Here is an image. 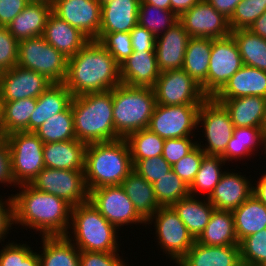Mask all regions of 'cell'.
I'll list each match as a JSON object with an SVG mask.
<instances>
[{"mask_svg": "<svg viewBox=\"0 0 266 266\" xmlns=\"http://www.w3.org/2000/svg\"><path fill=\"white\" fill-rule=\"evenodd\" d=\"M213 8L228 20L231 18L237 4L242 0H207Z\"/></svg>", "mask_w": 266, "mask_h": 266, "instance_id": "680465c9", "label": "cell"}, {"mask_svg": "<svg viewBox=\"0 0 266 266\" xmlns=\"http://www.w3.org/2000/svg\"><path fill=\"white\" fill-rule=\"evenodd\" d=\"M17 66L31 69L51 83H64L68 59L40 35L19 41Z\"/></svg>", "mask_w": 266, "mask_h": 266, "instance_id": "52a82bcc", "label": "cell"}, {"mask_svg": "<svg viewBox=\"0 0 266 266\" xmlns=\"http://www.w3.org/2000/svg\"><path fill=\"white\" fill-rule=\"evenodd\" d=\"M34 133L43 143L76 139L71 104L63 112L51 116Z\"/></svg>", "mask_w": 266, "mask_h": 266, "instance_id": "f35d334b", "label": "cell"}, {"mask_svg": "<svg viewBox=\"0 0 266 266\" xmlns=\"http://www.w3.org/2000/svg\"><path fill=\"white\" fill-rule=\"evenodd\" d=\"M4 137L2 136V133L0 131V141L3 139Z\"/></svg>", "mask_w": 266, "mask_h": 266, "instance_id": "89a4df30", "label": "cell"}, {"mask_svg": "<svg viewBox=\"0 0 266 266\" xmlns=\"http://www.w3.org/2000/svg\"><path fill=\"white\" fill-rule=\"evenodd\" d=\"M243 265L264 266L266 264V229L251 234L239 242Z\"/></svg>", "mask_w": 266, "mask_h": 266, "instance_id": "f6af8a7d", "label": "cell"}, {"mask_svg": "<svg viewBox=\"0 0 266 266\" xmlns=\"http://www.w3.org/2000/svg\"><path fill=\"white\" fill-rule=\"evenodd\" d=\"M200 106L156 104L148 129L164 140L194 137L196 135L193 133L198 128Z\"/></svg>", "mask_w": 266, "mask_h": 266, "instance_id": "7c38bea8", "label": "cell"}, {"mask_svg": "<svg viewBox=\"0 0 266 266\" xmlns=\"http://www.w3.org/2000/svg\"><path fill=\"white\" fill-rule=\"evenodd\" d=\"M262 131H263L264 141H265V144H266V116H265V121H264V124H263V127H262Z\"/></svg>", "mask_w": 266, "mask_h": 266, "instance_id": "e7e4bbea", "label": "cell"}, {"mask_svg": "<svg viewBox=\"0 0 266 266\" xmlns=\"http://www.w3.org/2000/svg\"><path fill=\"white\" fill-rule=\"evenodd\" d=\"M241 174L234 171L222 174L208 198L215 209L233 211L253 194V181Z\"/></svg>", "mask_w": 266, "mask_h": 266, "instance_id": "d6986e66", "label": "cell"}, {"mask_svg": "<svg viewBox=\"0 0 266 266\" xmlns=\"http://www.w3.org/2000/svg\"><path fill=\"white\" fill-rule=\"evenodd\" d=\"M133 168L125 139L86 146L84 178L88 192L103 186L121 185Z\"/></svg>", "mask_w": 266, "mask_h": 266, "instance_id": "277c9868", "label": "cell"}, {"mask_svg": "<svg viewBox=\"0 0 266 266\" xmlns=\"http://www.w3.org/2000/svg\"><path fill=\"white\" fill-rule=\"evenodd\" d=\"M52 12L73 27L78 28L89 40H96L101 25V0H57Z\"/></svg>", "mask_w": 266, "mask_h": 266, "instance_id": "2e32d148", "label": "cell"}, {"mask_svg": "<svg viewBox=\"0 0 266 266\" xmlns=\"http://www.w3.org/2000/svg\"><path fill=\"white\" fill-rule=\"evenodd\" d=\"M225 163L221 156L206 155L201 162L194 181L189 186L190 195L198 197V195L200 196L199 192L203 196L205 193V197L209 198L225 172L223 170H226L222 167Z\"/></svg>", "mask_w": 266, "mask_h": 266, "instance_id": "ab89813d", "label": "cell"}, {"mask_svg": "<svg viewBox=\"0 0 266 266\" xmlns=\"http://www.w3.org/2000/svg\"><path fill=\"white\" fill-rule=\"evenodd\" d=\"M179 21V17L171 10H165L152 4L140 3L138 24L157 38Z\"/></svg>", "mask_w": 266, "mask_h": 266, "instance_id": "b9f144b4", "label": "cell"}, {"mask_svg": "<svg viewBox=\"0 0 266 266\" xmlns=\"http://www.w3.org/2000/svg\"><path fill=\"white\" fill-rule=\"evenodd\" d=\"M12 194L14 224L39 231L41 237L66 236L71 222L72 206L65 200L36 190L30 184L18 185Z\"/></svg>", "mask_w": 266, "mask_h": 266, "instance_id": "6da1fadb", "label": "cell"}, {"mask_svg": "<svg viewBox=\"0 0 266 266\" xmlns=\"http://www.w3.org/2000/svg\"><path fill=\"white\" fill-rule=\"evenodd\" d=\"M87 144L77 139L44 143V166L58 170L84 171Z\"/></svg>", "mask_w": 266, "mask_h": 266, "instance_id": "484cf974", "label": "cell"}, {"mask_svg": "<svg viewBox=\"0 0 266 266\" xmlns=\"http://www.w3.org/2000/svg\"><path fill=\"white\" fill-rule=\"evenodd\" d=\"M70 226L66 237L80 251L120 252L119 230L89 200L72 207Z\"/></svg>", "mask_w": 266, "mask_h": 266, "instance_id": "5b68a950", "label": "cell"}, {"mask_svg": "<svg viewBox=\"0 0 266 266\" xmlns=\"http://www.w3.org/2000/svg\"><path fill=\"white\" fill-rule=\"evenodd\" d=\"M0 184L16 185L11 174L9 146L5 138L0 141Z\"/></svg>", "mask_w": 266, "mask_h": 266, "instance_id": "6f0895ef", "label": "cell"}, {"mask_svg": "<svg viewBox=\"0 0 266 266\" xmlns=\"http://www.w3.org/2000/svg\"><path fill=\"white\" fill-rule=\"evenodd\" d=\"M125 140L132 160L158 157L163 154L165 140L148 128L131 133Z\"/></svg>", "mask_w": 266, "mask_h": 266, "instance_id": "60d3db41", "label": "cell"}, {"mask_svg": "<svg viewBox=\"0 0 266 266\" xmlns=\"http://www.w3.org/2000/svg\"><path fill=\"white\" fill-rule=\"evenodd\" d=\"M72 94L64 83H52L38 98L30 117V132H34L51 116L63 112L72 101Z\"/></svg>", "mask_w": 266, "mask_h": 266, "instance_id": "f1b7e54d", "label": "cell"}, {"mask_svg": "<svg viewBox=\"0 0 266 266\" xmlns=\"http://www.w3.org/2000/svg\"><path fill=\"white\" fill-rule=\"evenodd\" d=\"M200 0H170V10L180 17Z\"/></svg>", "mask_w": 266, "mask_h": 266, "instance_id": "91938a15", "label": "cell"}, {"mask_svg": "<svg viewBox=\"0 0 266 266\" xmlns=\"http://www.w3.org/2000/svg\"><path fill=\"white\" fill-rule=\"evenodd\" d=\"M253 185V194L264 204H266V170L261 175V178L257 179ZM256 185V186H255Z\"/></svg>", "mask_w": 266, "mask_h": 266, "instance_id": "94428289", "label": "cell"}, {"mask_svg": "<svg viewBox=\"0 0 266 266\" xmlns=\"http://www.w3.org/2000/svg\"><path fill=\"white\" fill-rule=\"evenodd\" d=\"M213 38L190 37L182 69L202 87L206 83Z\"/></svg>", "mask_w": 266, "mask_h": 266, "instance_id": "d590c367", "label": "cell"}, {"mask_svg": "<svg viewBox=\"0 0 266 266\" xmlns=\"http://www.w3.org/2000/svg\"><path fill=\"white\" fill-rule=\"evenodd\" d=\"M152 185L156 200L161 207L172 206L190 195L189 186L173 170Z\"/></svg>", "mask_w": 266, "mask_h": 266, "instance_id": "7bdbcfd3", "label": "cell"}, {"mask_svg": "<svg viewBox=\"0 0 266 266\" xmlns=\"http://www.w3.org/2000/svg\"><path fill=\"white\" fill-rule=\"evenodd\" d=\"M154 223L155 240L173 263H177L193 246L196 239L171 206L160 207L147 221ZM148 224V225H147ZM175 261V262H174Z\"/></svg>", "mask_w": 266, "mask_h": 266, "instance_id": "30bf717a", "label": "cell"}, {"mask_svg": "<svg viewBox=\"0 0 266 266\" xmlns=\"http://www.w3.org/2000/svg\"><path fill=\"white\" fill-rule=\"evenodd\" d=\"M43 37L67 59L90 41L78 28L60 19L53 12L48 16Z\"/></svg>", "mask_w": 266, "mask_h": 266, "instance_id": "d4e9b609", "label": "cell"}, {"mask_svg": "<svg viewBox=\"0 0 266 266\" xmlns=\"http://www.w3.org/2000/svg\"><path fill=\"white\" fill-rule=\"evenodd\" d=\"M19 41L9 32L7 27L0 26V72L17 66Z\"/></svg>", "mask_w": 266, "mask_h": 266, "instance_id": "f907efd6", "label": "cell"}, {"mask_svg": "<svg viewBox=\"0 0 266 266\" xmlns=\"http://www.w3.org/2000/svg\"><path fill=\"white\" fill-rule=\"evenodd\" d=\"M132 162L134 166L133 170L151 184L160 180V178L172 170V166L162 155L141 160H132Z\"/></svg>", "mask_w": 266, "mask_h": 266, "instance_id": "c3c4849f", "label": "cell"}, {"mask_svg": "<svg viewBox=\"0 0 266 266\" xmlns=\"http://www.w3.org/2000/svg\"><path fill=\"white\" fill-rule=\"evenodd\" d=\"M41 242L40 266H80V250L66 236L42 237Z\"/></svg>", "mask_w": 266, "mask_h": 266, "instance_id": "836d02e7", "label": "cell"}, {"mask_svg": "<svg viewBox=\"0 0 266 266\" xmlns=\"http://www.w3.org/2000/svg\"><path fill=\"white\" fill-rule=\"evenodd\" d=\"M152 88L160 105H201L208 98L183 69L162 72Z\"/></svg>", "mask_w": 266, "mask_h": 266, "instance_id": "5bb4252c", "label": "cell"}, {"mask_svg": "<svg viewBox=\"0 0 266 266\" xmlns=\"http://www.w3.org/2000/svg\"><path fill=\"white\" fill-rule=\"evenodd\" d=\"M179 21L190 37L223 38L231 34L228 19L219 13L207 0H200L185 11Z\"/></svg>", "mask_w": 266, "mask_h": 266, "instance_id": "e0dca14e", "label": "cell"}, {"mask_svg": "<svg viewBox=\"0 0 266 266\" xmlns=\"http://www.w3.org/2000/svg\"><path fill=\"white\" fill-rule=\"evenodd\" d=\"M259 146L266 155V144L263 137L262 127H237L234 128L233 136L227 145L224 154L221 156L225 162L238 159L250 158ZM257 147V148H256ZM249 156V157H248ZM244 157V158H243Z\"/></svg>", "mask_w": 266, "mask_h": 266, "instance_id": "e575fe53", "label": "cell"}, {"mask_svg": "<svg viewBox=\"0 0 266 266\" xmlns=\"http://www.w3.org/2000/svg\"><path fill=\"white\" fill-rule=\"evenodd\" d=\"M88 200L118 230L124 225L146 224L121 185L90 190Z\"/></svg>", "mask_w": 266, "mask_h": 266, "instance_id": "9a60e30c", "label": "cell"}, {"mask_svg": "<svg viewBox=\"0 0 266 266\" xmlns=\"http://www.w3.org/2000/svg\"><path fill=\"white\" fill-rule=\"evenodd\" d=\"M197 139L182 137L166 139L163 147V158L172 166L197 146Z\"/></svg>", "mask_w": 266, "mask_h": 266, "instance_id": "816d5d0a", "label": "cell"}, {"mask_svg": "<svg viewBox=\"0 0 266 266\" xmlns=\"http://www.w3.org/2000/svg\"><path fill=\"white\" fill-rule=\"evenodd\" d=\"M266 11V0L240 1L228 20L231 31L249 29L250 26Z\"/></svg>", "mask_w": 266, "mask_h": 266, "instance_id": "bcb514c9", "label": "cell"}, {"mask_svg": "<svg viewBox=\"0 0 266 266\" xmlns=\"http://www.w3.org/2000/svg\"><path fill=\"white\" fill-rule=\"evenodd\" d=\"M120 83V65L96 40L68 59L64 85L73 97L111 90Z\"/></svg>", "mask_w": 266, "mask_h": 266, "instance_id": "7a4b0ae2", "label": "cell"}, {"mask_svg": "<svg viewBox=\"0 0 266 266\" xmlns=\"http://www.w3.org/2000/svg\"><path fill=\"white\" fill-rule=\"evenodd\" d=\"M97 41L119 65L133 52L130 32L99 33Z\"/></svg>", "mask_w": 266, "mask_h": 266, "instance_id": "7dc6e473", "label": "cell"}, {"mask_svg": "<svg viewBox=\"0 0 266 266\" xmlns=\"http://www.w3.org/2000/svg\"><path fill=\"white\" fill-rule=\"evenodd\" d=\"M71 107L77 140L90 144L121 139L114 126L112 89L74 96Z\"/></svg>", "mask_w": 266, "mask_h": 266, "instance_id": "3957f363", "label": "cell"}, {"mask_svg": "<svg viewBox=\"0 0 266 266\" xmlns=\"http://www.w3.org/2000/svg\"><path fill=\"white\" fill-rule=\"evenodd\" d=\"M141 0H101L99 33L130 32L138 24Z\"/></svg>", "mask_w": 266, "mask_h": 266, "instance_id": "7402d4cb", "label": "cell"}, {"mask_svg": "<svg viewBox=\"0 0 266 266\" xmlns=\"http://www.w3.org/2000/svg\"><path fill=\"white\" fill-rule=\"evenodd\" d=\"M234 228L238 241L266 229V204L252 194L238 208L232 211Z\"/></svg>", "mask_w": 266, "mask_h": 266, "instance_id": "4dcf8cb0", "label": "cell"}, {"mask_svg": "<svg viewBox=\"0 0 266 266\" xmlns=\"http://www.w3.org/2000/svg\"><path fill=\"white\" fill-rule=\"evenodd\" d=\"M160 74L155 51H133L120 64L121 83L128 86L152 88Z\"/></svg>", "mask_w": 266, "mask_h": 266, "instance_id": "44dd1931", "label": "cell"}, {"mask_svg": "<svg viewBox=\"0 0 266 266\" xmlns=\"http://www.w3.org/2000/svg\"><path fill=\"white\" fill-rule=\"evenodd\" d=\"M52 83L43 75L21 66L0 72V100L38 98Z\"/></svg>", "mask_w": 266, "mask_h": 266, "instance_id": "ac0fdd59", "label": "cell"}, {"mask_svg": "<svg viewBox=\"0 0 266 266\" xmlns=\"http://www.w3.org/2000/svg\"><path fill=\"white\" fill-rule=\"evenodd\" d=\"M51 5L57 0H47Z\"/></svg>", "mask_w": 266, "mask_h": 266, "instance_id": "a7ac6f4b", "label": "cell"}, {"mask_svg": "<svg viewBox=\"0 0 266 266\" xmlns=\"http://www.w3.org/2000/svg\"><path fill=\"white\" fill-rule=\"evenodd\" d=\"M36 105L37 98H24L2 102V136L5 137L13 132H30V117Z\"/></svg>", "mask_w": 266, "mask_h": 266, "instance_id": "8d00e7d4", "label": "cell"}, {"mask_svg": "<svg viewBox=\"0 0 266 266\" xmlns=\"http://www.w3.org/2000/svg\"><path fill=\"white\" fill-rule=\"evenodd\" d=\"M7 243L0 249V266H40L38 252L33 247L10 240Z\"/></svg>", "mask_w": 266, "mask_h": 266, "instance_id": "ee69618b", "label": "cell"}, {"mask_svg": "<svg viewBox=\"0 0 266 266\" xmlns=\"http://www.w3.org/2000/svg\"><path fill=\"white\" fill-rule=\"evenodd\" d=\"M121 186L145 221L161 207L156 200L153 185L134 170L122 181Z\"/></svg>", "mask_w": 266, "mask_h": 266, "instance_id": "d6a6232c", "label": "cell"}, {"mask_svg": "<svg viewBox=\"0 0 266 266\" xmlns=\"http://www.w3.org/2000/svg\"><path fill=\"white\" fill-rule=\"evenodd\" d=\"M36 190L53 194L72 207L88 201L84 171L44 167L30 183Z\"/></svg>", "mask_w": 266, "mask_h": 266, "instance_id": "4fadbf2b", "label": "cell"}, {"mask_svg": "<svg viewBox=\"0 0 266 266\" xmlns=\"http://www.w3.org/2000/svg\"><path fill=\"white\" fill-rule=\"evenodd\" d=\"M1 111H2V102L0 100V131H1Z\"/></svg>", "mask_w": 266, "mask_h": 266, "instance_id": "03108f58", "label": "cell"}, {"mask_svg": "<svg viewBox=\"0 0 266 266\" xmlns=\"http://www.w3.org/2000/svg\"><path fill=\"white\" fill-rule=\"evenodd\" d=\"M206 154L197 145L190 153L181 160L172 165V170L176 173L188 186L194 181L201 162Z\"/></svg>", "mask_w": 266, "mask_h": 266, "instance_id": "681fc988", "label": "cell"}, {"mask_svg": "<svg viewBox=\"0 0 266 266\" xmlns=\"http://www.w3.org/2000/svg\"><path fill=\"white\" fill-rule=\"evenodd\" d=\"M51 13L52 5L48 1L29 2L7 28L18 41L43 35Z\"/></svg>", "mask_w": 266, "mask_h": 266, "instance_id": "4316f807", "label": "cell"}, {"mask_svg": "<svg viewBox=\"0 0 266 266\" xmlns=\"http://www.w3.org/2000/svg\"><path fill=\"white\" fill-rule=\"evenodd\" d=\"M229 112L234 127H263L266 116V98L244 96L233 99H214Z\"/></svg>", "mask_w": 266, "mask_h": 266, "instance_id": "83f0119b", "label": "cell"}, {"mask_svg": "<svg viewBox=\"0 0 266 266\" xmlns=\"http://www.w3.org/2000/svg\"><path fill=\"white\" fill-rule=\"evenodd\" d=\"M197 126V130L200 126V132L204 133L207 142L204 145L203 141H200L197 145L208 156H222L235 128L229 112L221 103L208 97L200 106Z\"/></svg>", "mask_w": 266, "mask_h": 266, "instance_id": "9c48e42d", "label": "cell"}, {"mask_svg": "<svg viewBox=\"0 0 266 266\" xmlns=\"http://www.w3.org/2000/svg\"><path fill=\"white\" fill-rule=\"evenodd\" d=\"M119 252L80 251V266H127Z\"/></svg>", "mask_w": 266, "mask_h": 266, "instance_id": "f5cc1de1", "label": "cell"}, {"mask_svg": "<svg viewBox=\"0 0 266 266\" xmlns=\"http://www.w3.org/2000/svg\"><path fill=\"white\" fill-rule=\"evenodd\" d=\"M236 41L230 34L212 41L206 83L201 87L207 97H213L243 66Z\"/></svg>", "mask_w": 266, "mask_h": 266, "instance_id": "8fae6325", "label": "cell"}, {"mask_svg": "<svg viewBox=\"0 0 266 266\" xmlns=\"http://www.w3.org/2000/svg\"><path fill=\"white\" fill-rule=\"evenodd\" d=\"M112 101L115 131L121 139L148 128L156 106L153 88L120 83L112 89Z\"/></svg>", "mask_w": 266, "mask_h": 266, "instance_id": "8992f818", "label": "cell"}, {"mask_svg": "<svg viewBox=\"0 0 266 266\" xmlns=\"http://www.w3.org/2000/svg\"><path fill=\"white\" fill-rule=\"evenodd\" d=\"M28 3L27 0H0V26L7 27Z\"/></svg>", "mask_w": 266, "mask_h": 266, "instance_id": "9f6ffc18", "label": "cell"}, {"mask_svg": "<svg viewBox=\"0 0 266 266\" xmlns=\"http://www.w3.org/2000/svg\"><path fill=\"white\" fill-rule=\"evenodd\" d=\"M249 30L266 40V11L254 21Z\"/></svg>", "mask_w": 266, "mask_h": 266, "instance_id": "6125c7cd", "label": "cell"}, {"mask_svg": "<svg viewBox=\"0 0 266 266\" xmlns=\"http://www.w3.org/2000/svg\"><path fill=\"white\" fill-rule=\"evenodd\" d=\"M28 2H42V1H47V0H27Z\"/></svg>", "mask_w": 266, "mask_h": 266, "instance_id": "003e7915", "label": "cell"}, {"mask_svg": "<svg viewBox=\"0 0 266 266\" xmlns=\"http://www.w3.org/2000/svg\"><path fill=\"white\" fill-rule=\"evenodd\" d=\"M183 221L192 236L197 239L207 226L215 207L206 197L187 196L171 206Z\"/></svg>", "mask_w": 266, "mask_h": 266, "instance_id": "f546056e", "label": "cell"}, {"mask_svg": "<svg viewBox=\"0 0 266 266\" xmlns=\"http://www.w3.org/2000/svg\"><path fill=\"white\" fill-rule=\"evenodd\" d=\"M140 3L152 4L159 8L170 10V0H141Z\"/></svg>", "mask_w": 266, "mask_h": 266, "instance_id": "be15d7a7", "label": "cell"}, {"mask_svg": "<svg viewBox=\"0 0 266 266\" xmlns=\"http://www.w3.org/2000/svg\"><path fill=\"white\" fill-rule=\"evenodd\" d=\"M244 65L266 71V40L249 29L231 31Z\"/></svg>", "mask_w": 266, "mask_h": 266, "instance_id": "74e56055", "label": "cell"}, {"mask_svg": "<svg viewBox=\"0 0 266 266\" xmlns=\"http://www.w3.org/2000/svg\"><path fill=\"white\" fill-rule=\"evenodd\" d=\"M196 241L208 246L239 245L232 211L214 209L207 226Z\"/></svg>", "mask_w": 266, "mask_h": 266, "instance_id": "1f68e13d", "label": "cell"}, {"mask_svg": "<svg viewBox=\"0 0 266 266\" xmlns=\"http://www.w3.org/2000/svg\"><path fill=\"white\" fill-rule=\"evenodd\" d=\"M177 266H241L239 245L208 246L195 241Z\"/></svg>", "mask_w": 266, "mask_h": 266, "instance_id": "cb8c5ba5", "label": "cell"}, {"mask_svg": "<svg viewBox=\"0 0 266 266\" xmlns=\"http://www.w3.org/2000/svg\"><path fill=\"white\" fill-rule=\"evenodd\" d=\"M1 196V195H0ZM14 225V204L12 194L4 201L0 197V243L6 239V235Z\"/></svg>", "mask_w": 266, "mask_h": 266, "instance_id": "11a10c76", "label": "cell"}, {"mask_svg": "<svg viewBox=\"0 0 266 266\" xmlns=\"http://www.w3.org/2000/svg\"><path fill=\"white\" fill-rule=\"evenodd\" d=\"M130 35L133 51H155L156 37L146 28L137 24Z\"/></svg>", "mask_w": 266, "mask_h": 266, "instance_id": "db71d44e", "label": "cell"}, {"mask_svg": "<svg viewBox=\"0 0 266 266\" xmlns=\"http://www.w3.org/2000/svg\"><path fill=\"white\" fill-rule=\"evenodd\" d=\"M244 96L266 98V71L243 65L212 98L233 99Z\"/></svg>", "mask_w": 266, "mask_h": 266, "instance_id": "603a6c76", "label": "cell"}, {"mask_svg": "<svg viewBox=\"0 0 266 266\" xmlns=\"http://www.w3.org/2000/svg\"><path fill=\"white\" fill-rule=\"evenodd\" d=\"M190 35L178 21L156 38L155 52L160 72L182 69Z\"/></svg>", "mask_w": 266, "mask_h": 266, "instance_id": "ffe728a7", "label": "cell"}, {"mask_svg": "<svg viewBox=\"0 0 266 266\" xmlns=\"http://www.w3.org/2000/svg\"><path fill=\"white\" fill-rule=\"evenodd\" d=\"M9 146L11 174L16 186L30 184L45 167L43 141L34 132H13L4 137Z\"/></svg>", "mask_w": 266, "mask_h": 266, "instance_id": "ba28073f", "label": "cell"}]
</instances>
